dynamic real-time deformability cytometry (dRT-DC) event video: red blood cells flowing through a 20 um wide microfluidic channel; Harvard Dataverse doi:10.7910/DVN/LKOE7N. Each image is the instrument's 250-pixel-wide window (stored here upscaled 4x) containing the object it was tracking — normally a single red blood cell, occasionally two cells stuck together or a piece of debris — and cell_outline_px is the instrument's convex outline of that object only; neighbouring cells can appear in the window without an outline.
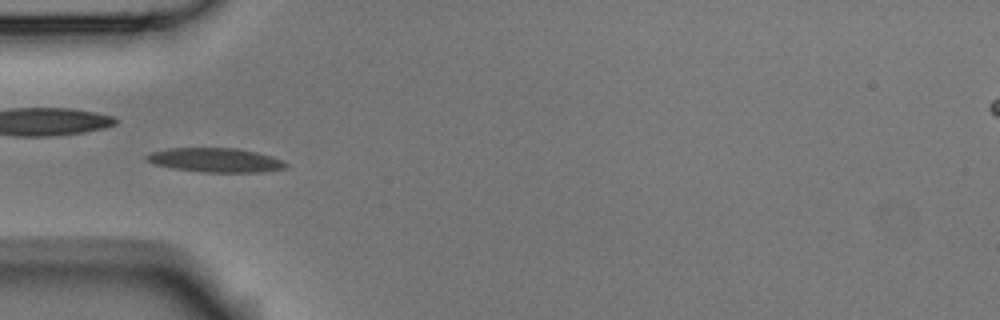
{"species": "Egyptian fruit bat (a non-hibernating species)", "species_latin": "Rousettus aegyptiacus", "temperature_condition": "room temperature", "stored_images_in_passage": 8, "camera_frame_rate_fps": 3000, "um_per_image_px": 0.085, "animal": {"sex": "male"}, "frame": {"image": 1, "passage_image": 4, "time_ms": 1.0, "image_size_px": [1000, 320], "cell_outline_px": [[288, 168], [260, 172], [204, 172], [172, 168], [152, 164], [144, 160], [144, 156], [152, 152], [168, 148], [236, 148], [256, 152], [272, 156], [284, 160], [288, 164]], "centroid_in_image_um": [18.31, 13.61], "position_along_channel_um": 66.7, "area_um2": 19.83}}
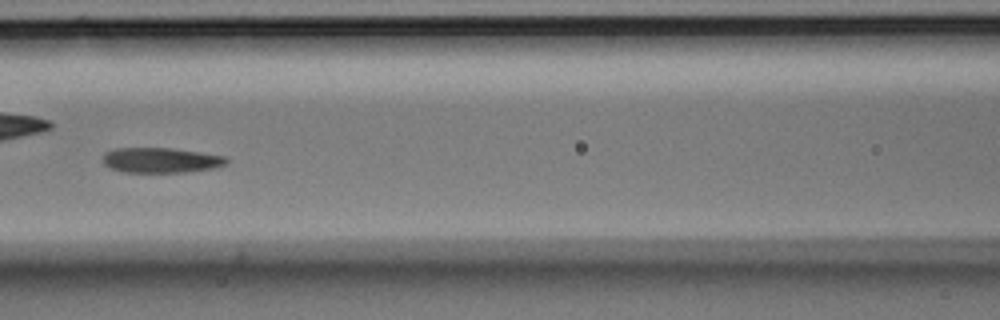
{"frame": {"image": 2, "passage_image": 6, "time_ms": 1.667, "image_size_px": [1000, 320], "cell_outline_px": [[228, 160], [224, 164], [216, 168], [184, 172], [124, 172], [108, 168], [104, 164], [104, 152], [116, 148], [172, 148], [228, 156]], "centroid_in_image_um": [13.68, 13.61], "position_along_channel_um": 152.9, "area_um2": 18.21}}
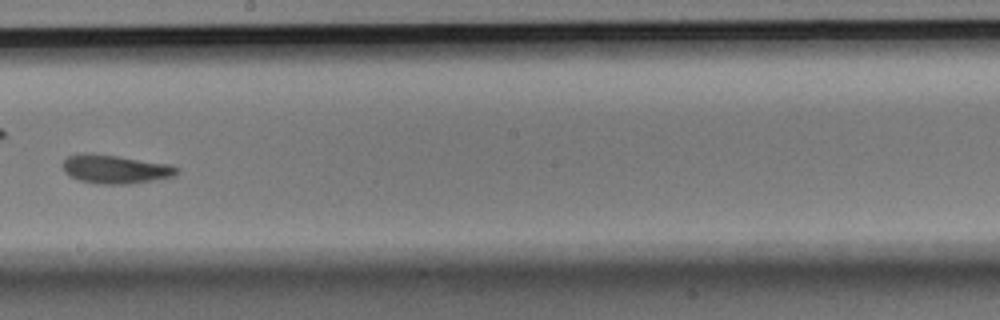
{"frame": {"image": 3, "passage_image": 8, "time_ms": 2.333, "image_size_px": [1000, 320], "cell_outline_px": [[180, 172], [172, 176], [152, 180], [128, 184], [96, 184], [80, 180], [64, 172], [64, 160], [68, 156], [84, 152], [92, 152], [172, 164], [180, 168]], "centroid_in_image_um": [9.83, 14.36], "position_along_channel_um": 238.4, "area_um2": 19.19}}